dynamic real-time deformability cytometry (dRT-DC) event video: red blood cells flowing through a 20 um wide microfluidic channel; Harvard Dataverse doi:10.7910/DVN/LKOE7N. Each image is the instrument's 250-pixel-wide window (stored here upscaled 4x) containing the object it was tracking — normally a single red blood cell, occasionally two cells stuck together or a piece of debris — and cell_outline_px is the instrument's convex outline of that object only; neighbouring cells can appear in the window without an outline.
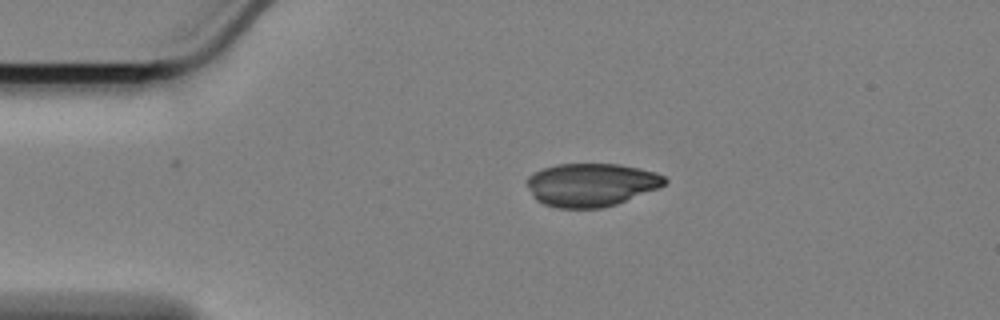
{"species": "Egyptian fruit bat (a non-hibernating species)", "species_latin": "Rousettus aegyptiacus", "temperature_condition": "cold", "stored_images_in_passage": 47, "camera_frame_rate_fps": 3000, "um_per_image_px": 0.085, "animal": {"sex": "female"}, "frame": {"image": 1, "passage_image": 1, "time_ms": 0.0, "image_size_px": [1000, 320], "cell_outline_px": [[668, 180], [664, 184], [656, 188], [616, 204], [600, 208], [560, 208], [544, 204], [536, 200], [528, 184], [528, 176], [532, 172], [556, 164], [620, 164], [640, 168], [656, 172], [664, 176]], "centroid_in_image_um": [50.25, 15.69], "position_along_channel_um": 34.8, "area_um2": 34.33}}
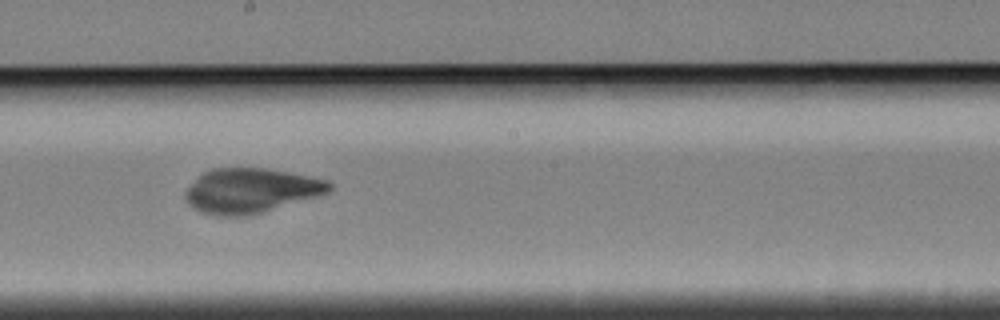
{"frame": {"image": 2, "passage_image": 21, "time_ms": 6.667, "image_size_px": [1000, 320], "cell_outline_px": [[332, 188], [328, 192], [316, 196], [260, 212], [244, 216], [212, 216], [200, 212], [192, 208], [188, 200], [188, 188], [204, 172], [212, 168], [264, 168], [288, 172], [328, 180], [332, 184]], "centroid_in_image_um": [21.32, 16.2], "position_along_channel_um": 226.9, "area_um2": 36.76}}
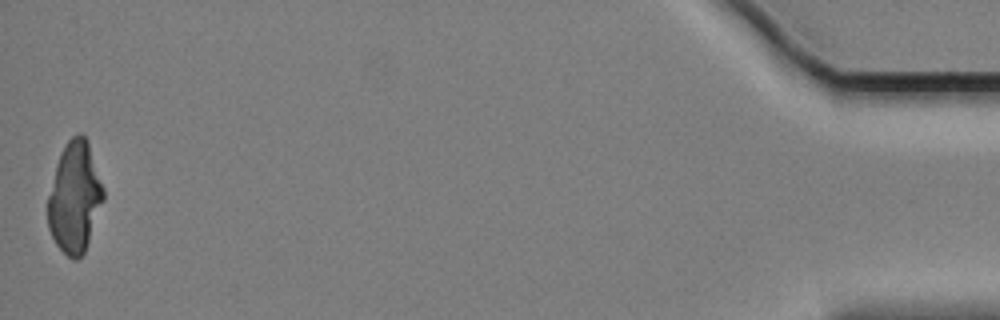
{"frame": {"image": 3, "passage_image": 47, "time_ms": 15.333, "image_size_px": [1000, 320], "cell_outline_px": [[104, 200], [84, 252], [76, 260], [72, 260], [56, 244], [48, 228], [48, 196], [56, 164], [60, 152], [64, 144], [76, 132], [80, 132], [88, 140], [104, 188]], "centroid_in_image_um": [6.35, 16.73], "position_along_channel_um": 428.8, "area_um2": 35.89}}